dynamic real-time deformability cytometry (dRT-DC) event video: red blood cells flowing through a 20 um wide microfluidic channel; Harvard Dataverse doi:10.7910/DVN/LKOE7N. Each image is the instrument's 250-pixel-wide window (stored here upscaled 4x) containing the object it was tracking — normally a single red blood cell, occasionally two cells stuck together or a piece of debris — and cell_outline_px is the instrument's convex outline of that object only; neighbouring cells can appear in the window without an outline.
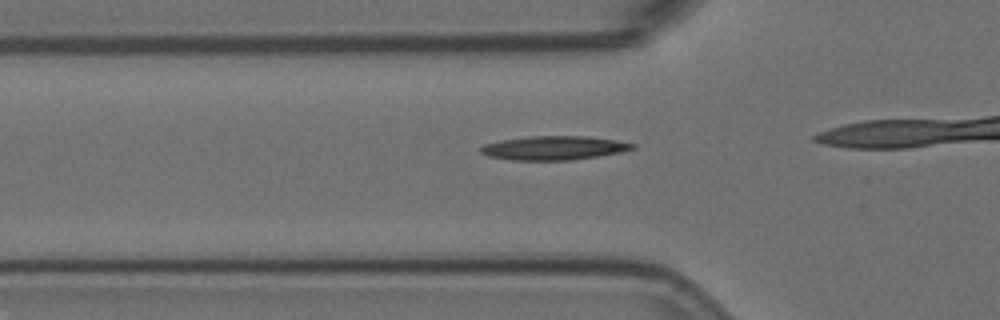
{"species": "Egyptian fruit bat (a non-hibernating species)", "species_latin": "Rousettus aegyptiacus", "temperature_condition": "room temperature", "stored_images_in_passage": 27, "camera_frame_rate_fps": 3000, "um_per_image_px": 0.085, "animal": {"sex": "female"}, "frame": {"image": 1, "passage_image": 4, "time_ms": 1.0, "image_size_px": [1000, 320], "cell_outline_px": [[636, 148], [620, 152], [572, 160], [508, 160], [488, 156], [480, 152], [480, 148], [484, 144], [504, 140], [532, 136], [588, 136], [616, 140], [636, 144]], "centroid_in_image_um": [47.09, 12.58], "position_along_channel_um": 78.7, "area_um2": 21.04}}
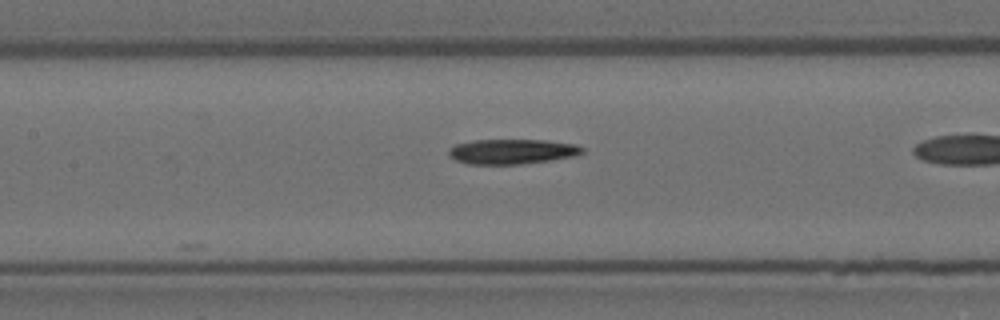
{"frame": {"image": 2, "passage_image": 11, "time_ms": 3.333, "image_size_px": [1000, 320], "cell_outline_px": [[584, 152], [576, 156], [520, 164], [468, 164], [456, 160], [448, 156], [448, 148], [456, 144], [472, 140], [548, 140], [576, 144], [584, 148]], "centroid_in_image_um": [43.51, 12.87], "position_along_channel_um": 163.9, "area_um2": 19.54}}
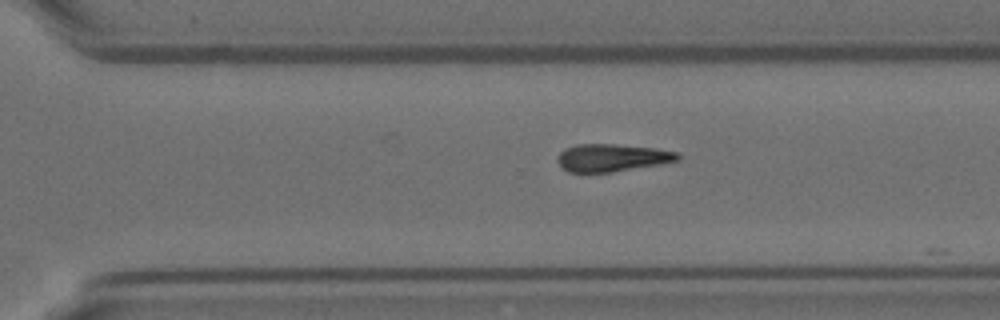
{"frame": {"image": 3, "passage_image": 24, "time_ms": 7.667, "image_size_px": [1000, 320], "cell_outline_px": [[680, 160], [660, 164], [612, 172], [568, 172], [560, 168], [556, 160], [560, 152], [564, 148], [580, 144], [616, 144], [656, 148], [676, 152], [680, 156]], "centroid_in_image_um": [51.99, 13.41], "position_along_channel_um": 318.6, "area_um2": 19.42}}